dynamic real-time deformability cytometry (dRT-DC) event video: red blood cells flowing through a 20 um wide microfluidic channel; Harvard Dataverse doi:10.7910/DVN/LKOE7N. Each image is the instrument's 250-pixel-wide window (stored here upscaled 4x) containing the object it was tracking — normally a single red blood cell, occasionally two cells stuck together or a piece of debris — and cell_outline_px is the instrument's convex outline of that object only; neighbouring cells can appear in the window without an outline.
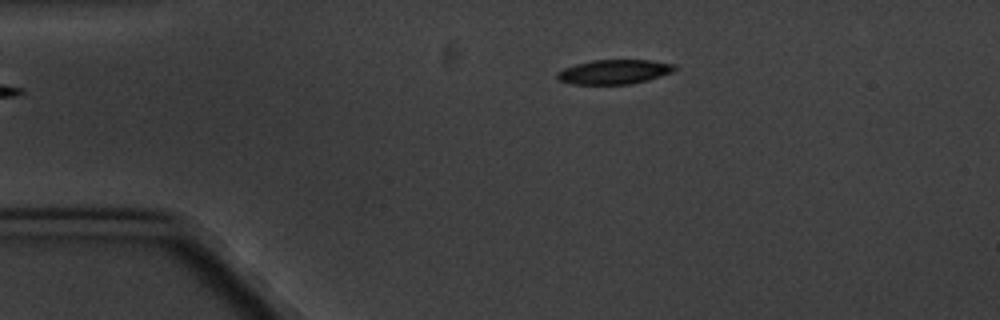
{"species": "common noctule bat (a hibernating species)", "species_latin": "Nyctalus noctula", "temperature_condition": "cold", "stored_images_in_passage": 4, "camera_frame_rate_fps": 3000, "um_per_image_px": 0.085, "animal": {"sex": "male", "body_mass_g": 20.1, "forearm_length_mm": 53.5}, "frame": {"image": 1, "passage_image": 4, "time_ms": 3.667, "image_size_px": [1000, 320], "cell_outline_px": [[676, 68], [672, 72], [648, 80], [628, 84], [572, 84], [560, 80], [556, 76], [556, 72], [564, 68], [576, 64], [592, 60], [652, 60], [676, 64]], "centroid_in_image_um": [52.21, 6.1], "position_along_channel_um": 32.8, "area_um2": 16.7}}